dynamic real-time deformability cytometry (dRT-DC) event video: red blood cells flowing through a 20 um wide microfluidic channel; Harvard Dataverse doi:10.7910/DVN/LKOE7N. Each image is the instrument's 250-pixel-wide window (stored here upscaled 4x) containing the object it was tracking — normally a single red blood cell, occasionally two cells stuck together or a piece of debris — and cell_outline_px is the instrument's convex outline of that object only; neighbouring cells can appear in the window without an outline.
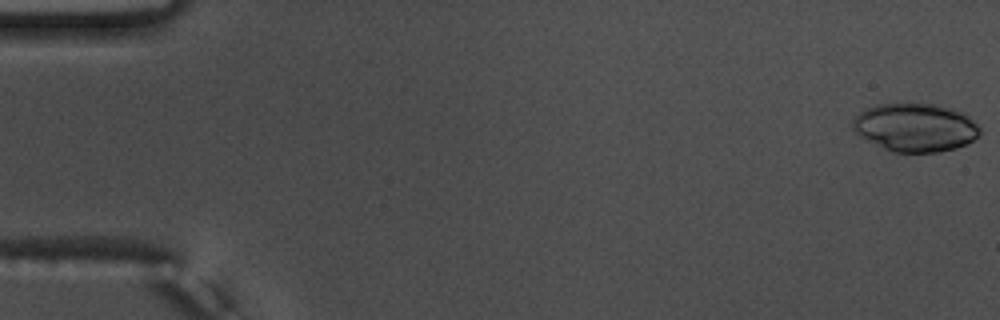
{"species": "common noctule bat (a hibernating species)", "species_latin": "Nyctalus noctula", "temperature_condition": "warm", "stored_images_in_passage": 55, "camera_frame_rate_fps": 3000, "um_per_image_px": 0.085, "animal": {"sex": "male", "body_mass_g": 17.5, "forearm_length_mm": 52.3}, "frame": {"image": 1, "passage_image": 1, "time_ms": 0.0, "image_size_px": [1000, 320], "cell_outline_px": [[980, 136], [956, 148], [940, 152], [892, 152], [852, 132], [852, 120], [860, 112], [876, 104], [936, 104], [964, 112], [980, 128]], "centroid_in_image_um": [77.79, 10.83], "position_along_channel_um": 7.2, "area_um2": 35.72}}